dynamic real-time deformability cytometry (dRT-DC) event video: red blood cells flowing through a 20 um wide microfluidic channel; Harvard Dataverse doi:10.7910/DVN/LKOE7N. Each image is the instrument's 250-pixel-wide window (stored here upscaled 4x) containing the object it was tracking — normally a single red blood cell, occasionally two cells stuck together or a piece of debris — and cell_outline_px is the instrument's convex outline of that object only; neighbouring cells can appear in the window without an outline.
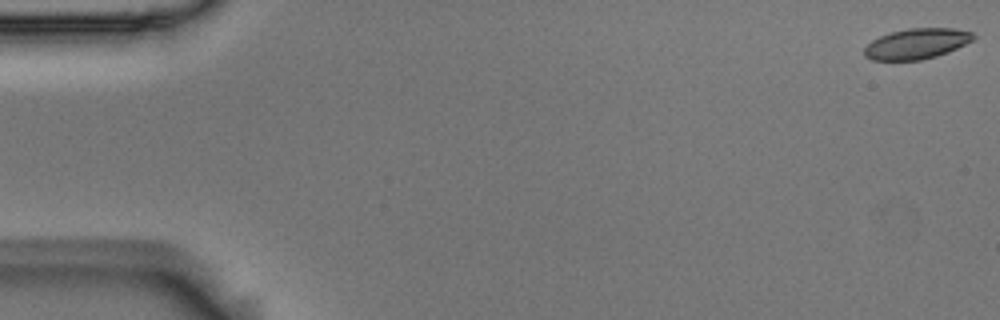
{"species": "Egyptian fruit bat (a non-hibernating species)", "species_latin": "Rousettus aegyptiacus", "temperature_condition": "room temperature", "stored_images_in_passage": 5, "camera_frame_rate_fps": 3000, "um_per_image_px": 0.085, "animal": {"sex": "male"}, "frame": {"image": 1, "passage_image": 1, "time_ms": 0.0, "image_size_px": [1000, 320], "cell_outline_px": [[976, 36], [972, 40], [948, 52], [936, 56], [920, 60], [872, 60], [864, 56], [864, 48], [872, 40], [880, 36], [892, 32], [908, 28], [956, 28], [972, 32]], "centroid_in_image_um": [77.91, 3.71], "position_along_channel_um": 7.1, "area_um2": 19.31}}
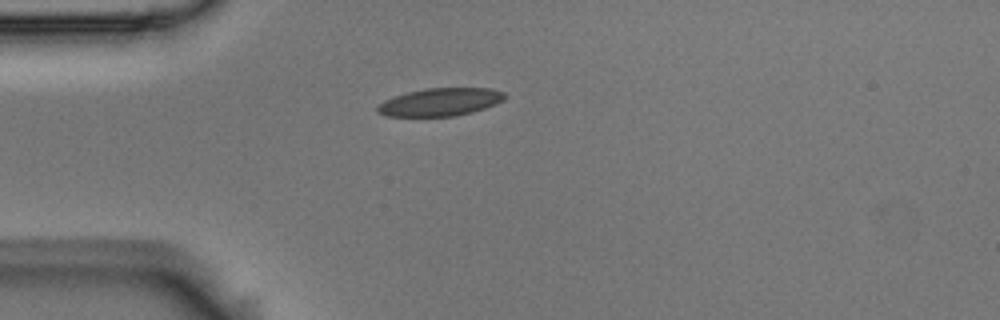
{"frame": {"image": 2, "passage_image": 5, "time_ms": 1.333, "image_size_px": [1000, 320], "cell_outline_px": [[508, 96], [504, 100], [496, 104], [472, 112], [456, 116], [384, 116], [376, 112], [376, 104], [384, 100], [408, 92], [424, 88], [492, 88], [504, 92]], "centroid_in_image_um": [37.42, 8.67], "position_along_channel_um": 47.6, "area_um2": 20.87}}